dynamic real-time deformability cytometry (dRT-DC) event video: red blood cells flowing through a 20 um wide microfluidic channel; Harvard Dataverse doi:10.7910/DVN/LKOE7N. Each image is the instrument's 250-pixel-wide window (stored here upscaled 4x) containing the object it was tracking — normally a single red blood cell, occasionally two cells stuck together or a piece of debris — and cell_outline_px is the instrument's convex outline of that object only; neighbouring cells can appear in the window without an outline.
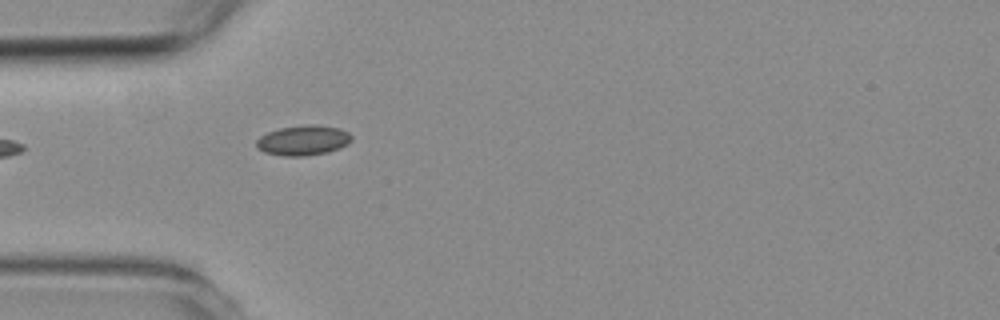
{"species": "common noctule bat (a hibernating species)", "species_latin": "Nyctalus noctula", "temperature_condition": "room temperature", "stored_images_in_passage": 3, "camera_frame_rate_fps": 3000, "um_per_image_px": 0.085, "animal": {"sex": "female", "body_mass_g": 19.3, "forearm_length_mm": 54.1}, "frame": {"image": 1, "passage_image": 3, "time_ms": 2.333, "image_size_px": [1000, 320], "cell_outline_px": [[352, 140], [348, 144], [340, 148], [328, 152], [304, 156], [284, 156], [264, 152], [256, 148], [256, 140], [260, 136], [268, 132], [280, 128], [308, 124], [312, 124], [340, 128], [348, 132], [352, 136]], "centroid_in_image_um": [25.78, 11.93], "position_along_channel_um": 59.2, "area_um2": 16.76}}